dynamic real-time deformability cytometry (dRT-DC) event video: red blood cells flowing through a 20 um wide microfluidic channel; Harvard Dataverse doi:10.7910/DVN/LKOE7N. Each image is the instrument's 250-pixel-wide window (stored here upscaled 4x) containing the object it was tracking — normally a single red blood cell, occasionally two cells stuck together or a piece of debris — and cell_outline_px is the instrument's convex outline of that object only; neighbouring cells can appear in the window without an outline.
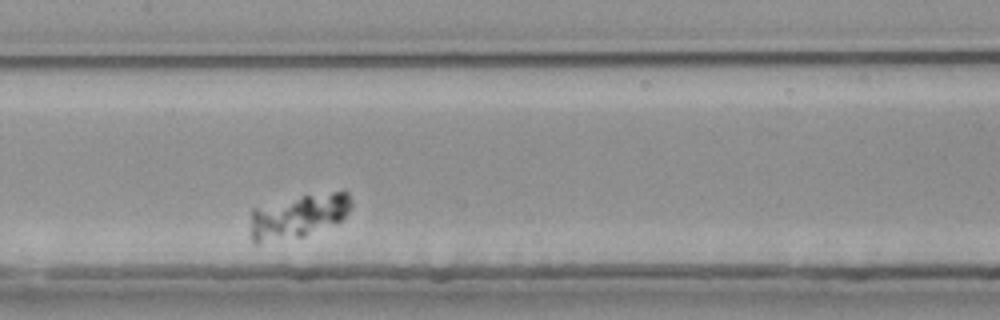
{"species": "common noctule bat (a hibernating species)", "species_latin": "Nyctalus noctula", "temperature_condition": "room temperature", "stored_images_in_passage": 32, "camera_frame_rate_fps": 3000, "um_per_image_px": 0.085, "animal": {"sex": "female", "body_mass_g": 25.1}, "frame": {"image": 1, "passage_image": 14, "time_ms": 4.333, "image_size_px": [1000, 320], "cell_outline_px": [[352, 208], [340, 220], [304, 236], [256, 244], [252, 240], [252, 208], [304, 196], [332, 192], [348, 192], [352, 204]], "centroid_in_image_um": [25.36, 18.38], "position_along_channel_um": 182.0, "area_um2": 25.03}}